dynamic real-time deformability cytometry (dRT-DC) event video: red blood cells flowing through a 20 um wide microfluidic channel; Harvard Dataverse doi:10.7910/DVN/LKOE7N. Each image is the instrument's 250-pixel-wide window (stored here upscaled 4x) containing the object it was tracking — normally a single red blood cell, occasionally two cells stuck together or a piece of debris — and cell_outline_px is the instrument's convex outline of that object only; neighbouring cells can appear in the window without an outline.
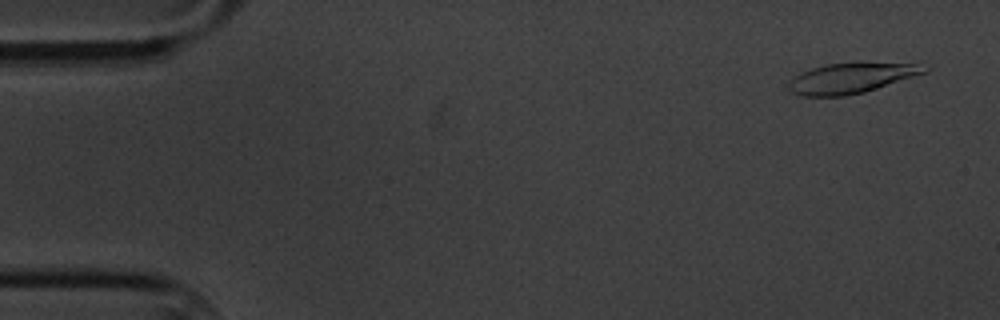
{"species": "common noctule bat (a hibernating species)", "species_latin": "Nyctalus noctula", "temperature_condition": "cold", "stored_images_in_passage": 59, "camera_frame_rate_fps": 3000, "um_per_image_px": 0.085, "animal": {"sex": "male", "body_mass_g": 20.1, "forearm_length_mm": 53.5}, "frame": {"image": 1, "passage_image": 3, "time_ms": 0.667, "image_size_px": [1000, 320], "cell_outline_px": [[932, 68], [928, 72], [864, 92], [844, 96], [804, 96], [792, 92], [788, 88], [788, 84], [800, 72], [824, 64], [924, 60], [932, 64]], "centroid_in_image_um": [72.62, 6.57], "position_along_channel_um": 12.4, "area_um2": 25.09}}
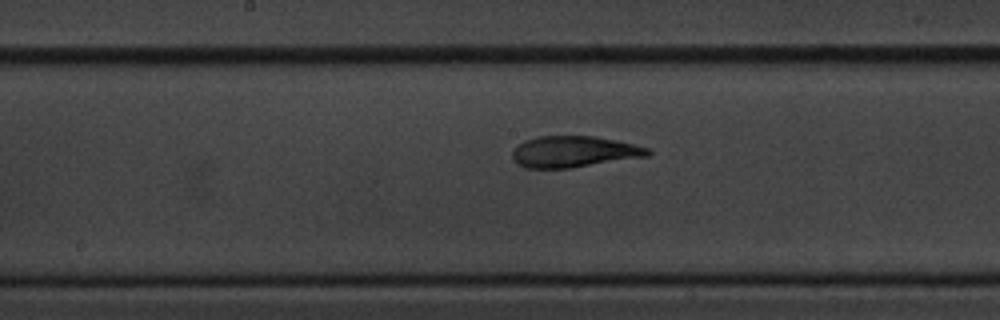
{"frame": {"image": 2, "passage_image": 30, "time_ms": 9.667, "image_size_px": [1000, 320], "cell_outline_px": [[652, 152], [648, 156], [572, 168], [524, 168], [516, 164], [512, 160], [512, 152], [524, 140], [536, 136], [592, 136], [616, 140], [648, 148]], "centroid_in_image_um": [48.75, 12.9], "position_along_channel_um": 199.5, "area_um2": 24.74}}
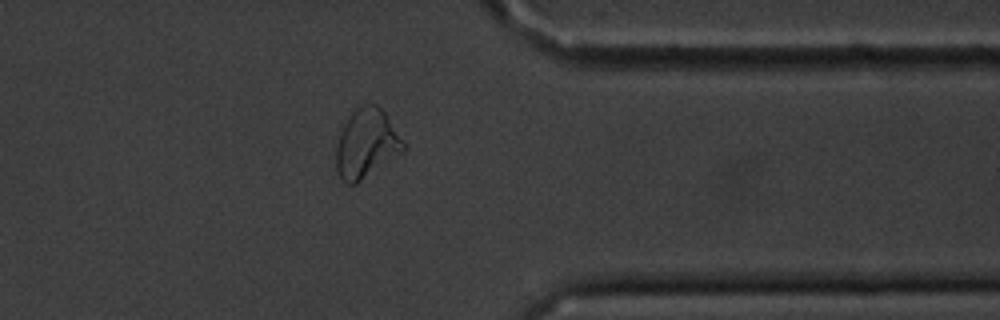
{"frame": {"image": 3, "passage_image": 47, "time_ms": 15.333, "image_size_px": [1000, 320], "cell_outline_px": [[408, 148], [404, 152], [356, 184], [348, 184], [340, 176], [336, 168], [336, 148], [340, 132], [348, 116], [356, 108], [364, 104], [376, 104], [384, 112], [404, 140]], "centroid_in_image_um": [31.18, 12.21], "position_along_channel_um": 380.2, "area_um2": 27.17}, "authors_computed_cell_mechanics": {"area_um2": 24.7384, "velocity_mm_per_s": 3.3503, "shape_relaxation_time_tau1_ms": 5.9471, "shape_relaxation_time_tau2_ms": 1.9103, "deformation_change_tau1": 0.2085, "deformation_change_tau2": 0.0937}}